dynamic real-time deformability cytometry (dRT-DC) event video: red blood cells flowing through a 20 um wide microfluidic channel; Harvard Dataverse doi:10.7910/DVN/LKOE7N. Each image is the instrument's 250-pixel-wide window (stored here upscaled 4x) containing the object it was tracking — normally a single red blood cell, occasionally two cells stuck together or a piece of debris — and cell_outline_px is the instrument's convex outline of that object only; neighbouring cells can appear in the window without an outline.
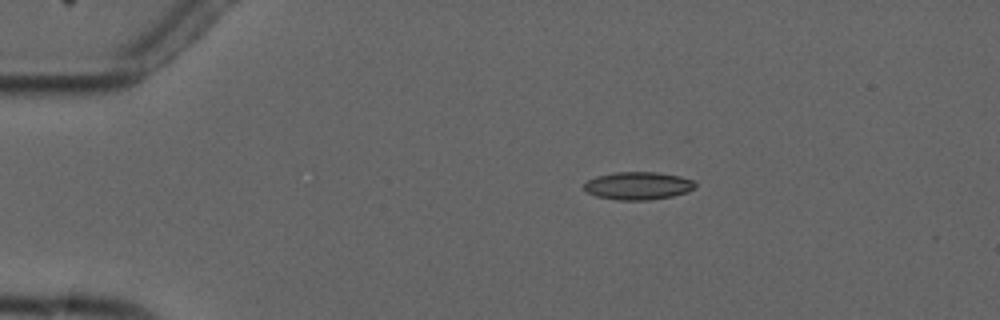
{"species": "common noctule bat (a hibernating species)", "species_latin": "Nyctalus noctula", "temperature_condition": "cold", "stored_images_in_passage": 6, "camera_frame_rate_fps": 3000, "um_per_image_px": 0.085, "animal": {"sex": "male", "forearm_length_mm": 52.5}, "frame": {"image": 1, "passage_image": 3, "time_ms": 3.333, "image_size_px": [1000, 320], "cell_outline_px": [[696, 188], [688, 192], [672, 196], [652, 200], [616, 200], [596, 196], [588, 192], [584, 188], [584, 184], [588, 180], [596, 176], [616, 172], [656, 172], [680, 176], [696, 180]], "centroid_in_image_um": [54.29, 15.79], "position_along_channel_um": 30.7, "area_um2": 18.21}}
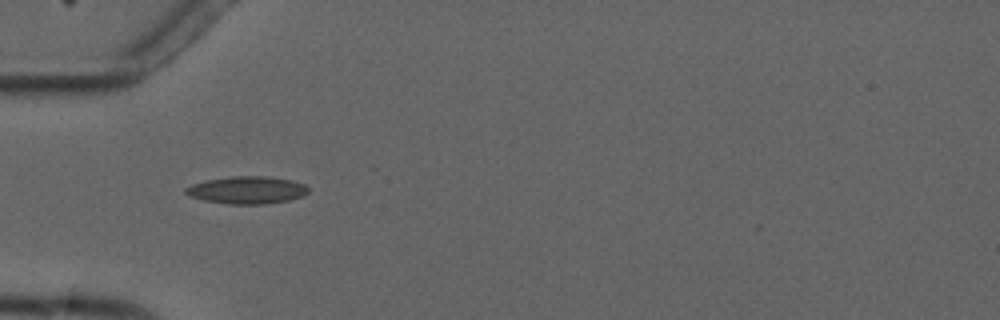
{"frame": {"image": 2, "passage_image": 5, "time_ms": 5.667, "image_size_px": [1000, 320], "cell_outline_px": [[308, 192], [300, 196], [288, 200], [264, 204], [228, 204], [204, 200], [188, 196], [184, 192], [184, 188], [192, 184], [208, 180], [232, 176], [264, 176], [292, 180], [304, 184], [308, 188]], "centroid_in_image_um": [20.96, 16.15], "position_along_channel_um": 64.0, "area_um2": 19.48}}
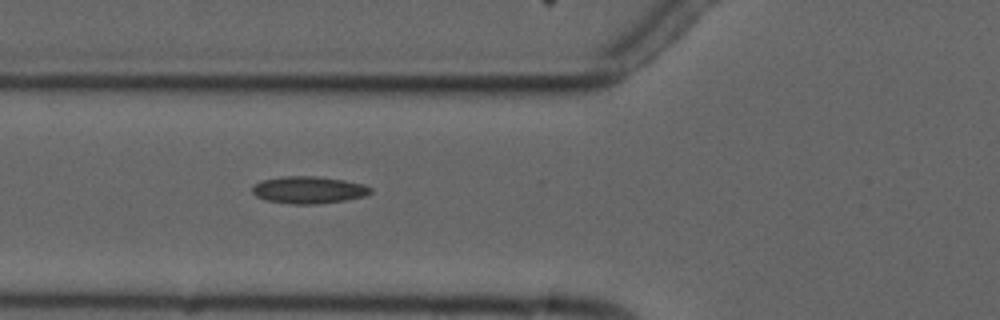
{"frame": {"image": 3, "passage_image": 6, "time_ms": 6.667, "image_size_px": [1000, 320], "cell_outline_px": [[372, 192], [364, 196], [344, 200], [316, 204], [292, 204], [264, 200], [256, 196], [252, 192], [252, 188], [256, 184], [264, 180], [284, 176], [316, 176], [344, 180], [364, 184], [372, 188]], "centroid_in_image_um": [26.24, 16.14], "position_along_channel_um": 99.6, "area_um2": 18.61}}